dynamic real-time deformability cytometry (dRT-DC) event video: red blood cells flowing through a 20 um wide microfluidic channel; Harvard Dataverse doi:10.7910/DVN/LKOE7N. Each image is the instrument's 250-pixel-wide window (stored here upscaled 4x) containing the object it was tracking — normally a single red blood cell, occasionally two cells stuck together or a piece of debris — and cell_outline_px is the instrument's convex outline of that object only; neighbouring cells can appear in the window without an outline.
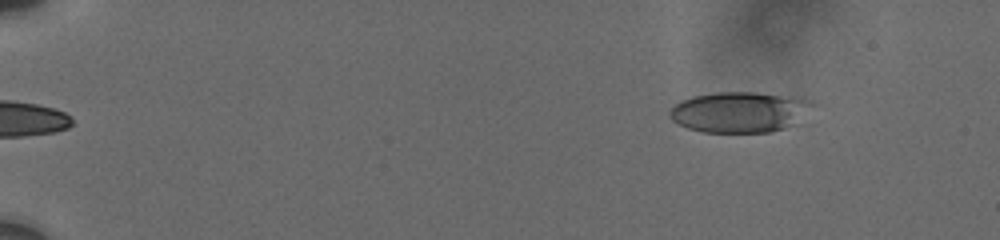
{"species": "human", "species_latin": "Homo sapiens", "temperature_condition": "cold", "stored_images_in_passage": 8, "segment_of_instrument_passage": [2, 2], "camera_frame_rate_fps": 3000, "um_per_image_px": 0.085, "donor": {"sex": "male"}, "frame": {"image": 1, "passage_image": 8, "time_ms": 8.333, "image_size_px": [1000, 240], "cell_outline_px": [[820, 104], [804, 124], [768, 132], [704, 132], [688, 128], [672, 120], [668, 116], [668, 112], [680, 100], [692, 96], [716, 92], [756, 92], [804, 96]], "centroid_in_image_um": [63.11, 9.51], "position_along_channel_um": 21.9, "area_um2": 35.55}}